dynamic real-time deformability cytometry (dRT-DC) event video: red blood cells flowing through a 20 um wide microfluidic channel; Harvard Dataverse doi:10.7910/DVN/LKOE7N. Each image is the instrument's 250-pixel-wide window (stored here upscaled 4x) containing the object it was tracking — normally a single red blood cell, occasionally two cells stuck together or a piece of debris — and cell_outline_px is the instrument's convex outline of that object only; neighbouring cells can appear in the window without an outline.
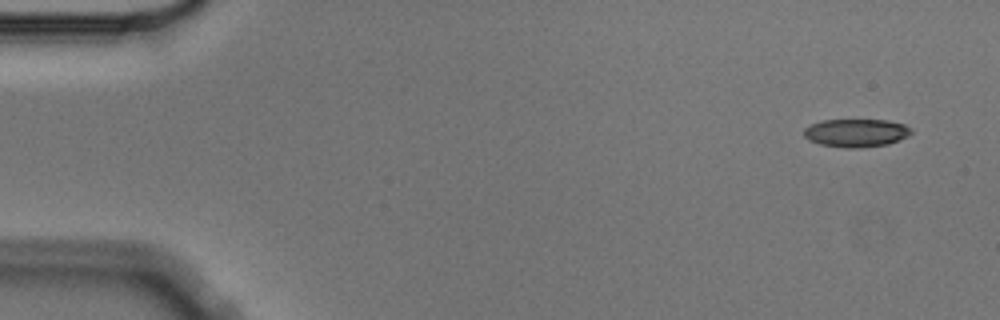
{"species": "Egyptian fruit bat (a non-hibernating species)", "species_latin": "Rousettus aegyptiacus", "temperature_condition": "cold", "stored_images_in_passage": 5, "camera_frame_rate_fps": 3000, "um_per_image_px": 0.085, "animal": {"sex": "male"}, "frame": {"image": 1, "passage_image": 1, "time_ms": 0.0, "image_size_px": [1000, 320], "cell_outline_px": [[912, 132], [908, 136], [900, 140], [888, 144], [860, 148], [848, 148], [820, 144], [808, 140], [804, 136], [804, 128], [812, 124], [824, 120], [888, 120], [904, 124], [912, 128]], "centroid_in_image_um": [72.8, 11.3], "position_along_channel_um": 12.2, "area_um2": 17.63}}
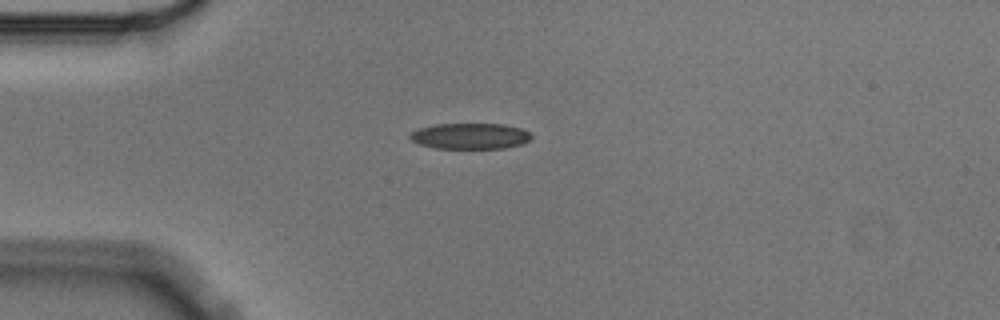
{"frame": {"image": 2, "passage_image": 4, "time_ms": 1.0, "image_size_px": [1000, 320], "cell_outline_px": [[532, 136], [524, 144], [504, 148], [436, 148], [420, 144], [412, 140], [408, 136], [412, 132], [420, 128], [436, 124], [504, 124], [520, 128], [532, 132]], "centroid_in_image_um": [40.01, 11.56], "position_along_channel_um": 45.0, "area_um2": 18.26}}